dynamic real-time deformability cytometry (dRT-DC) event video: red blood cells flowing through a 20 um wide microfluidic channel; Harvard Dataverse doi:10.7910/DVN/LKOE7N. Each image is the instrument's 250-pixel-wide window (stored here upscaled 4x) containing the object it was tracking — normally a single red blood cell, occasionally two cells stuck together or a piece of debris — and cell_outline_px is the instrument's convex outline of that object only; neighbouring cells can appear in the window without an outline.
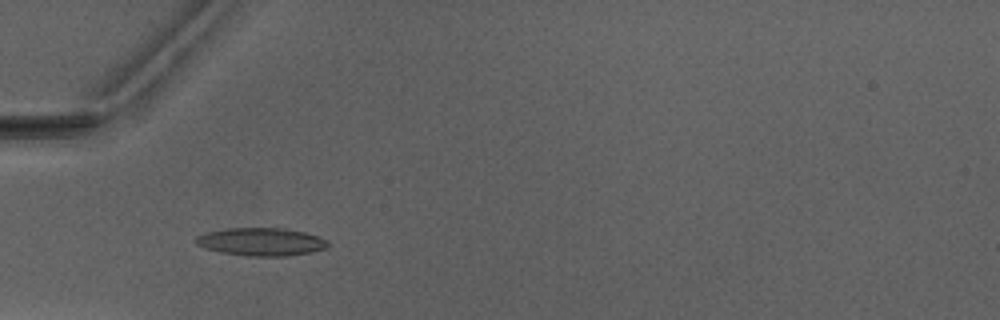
{"species": "Egyptian fruit bat (a non-hibernating species)", "species_latin": "Rousettus aegyptiacus", "temperature_condition": "warm", "stored_images_in_passage": 5, "camera_frame_rate_fps": 3000, "um_per_image_px": 0.085, "animal": {"sex": "male"}, "frame": {"image": 1, "passage_image": 5, "time_ms": 5.0, "image_size_px": [1000, 320], "cell_outline_px": [[328, 248], [312, 252], [288, 256], [244, 256], [220, 252], [204, 248], [196, 244], [196, 236], [204, 232], [228, 228], [284, 228], [304, 232], [320, 236], [328, 240]], "centroid_in_image_um": [22.21, 20.55], "position_along_channel_um": 62.8, "area_um2": 21.79}}